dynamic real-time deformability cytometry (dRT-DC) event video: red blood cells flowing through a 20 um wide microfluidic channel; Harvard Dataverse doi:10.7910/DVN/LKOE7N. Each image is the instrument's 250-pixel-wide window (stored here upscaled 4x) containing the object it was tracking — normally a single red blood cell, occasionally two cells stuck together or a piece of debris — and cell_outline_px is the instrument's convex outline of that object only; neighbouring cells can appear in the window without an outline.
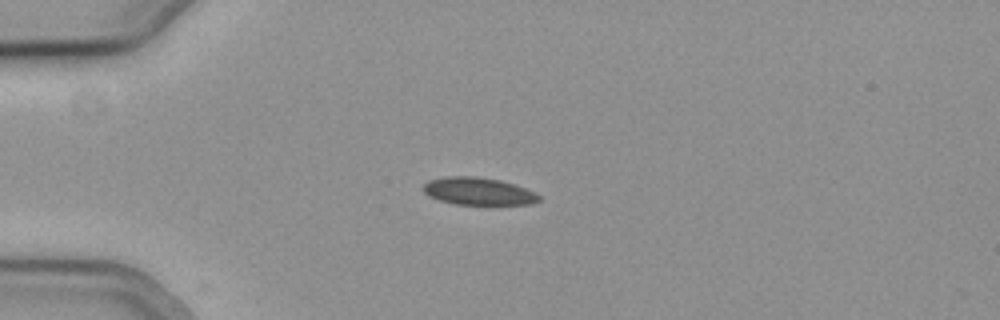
{"species": "common noctule bat (a hibernating species)", "species_latin": "Nyctalus noctula", "temperature_condition": "cold", "stored_images_in_passage": 6, "camera_frame_rate_fps": 3000, "um_per_image_px": 0.085, "animal": {"sex": "female", "body_mass_g": 19.3, "forearm_length_mm": 54.1}, "frame": {"image": 1, "passage_image": 1, "time_ms": 0.0, "image_size_px": [1000, 320], "cell_outline_px": [[540, 200], [532, 204], [496, 208], [488, 208], [456, 204], [440, 200], [428, 196], [420, 188], [428, 180], [448, 176], [476, 176], [500, 180], [536, 192], [540, 196]], "centroid_in_image_um": [40.7, 16.32], "position_along_channel_um": 44.3, "area_um2": 19.71}}